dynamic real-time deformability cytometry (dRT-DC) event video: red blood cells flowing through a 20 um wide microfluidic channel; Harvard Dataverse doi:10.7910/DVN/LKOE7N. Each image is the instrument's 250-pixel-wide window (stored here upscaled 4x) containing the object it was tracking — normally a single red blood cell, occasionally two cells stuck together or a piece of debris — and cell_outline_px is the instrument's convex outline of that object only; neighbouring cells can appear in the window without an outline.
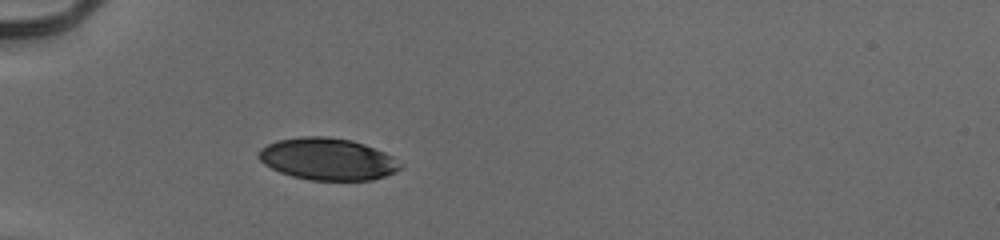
{"species": "human", "species_latin": "Homo sapiens", "temperature_condition": "cold", "stored_images_in_passage": 37, "camera_frame_rate_fps": 3000, "um_per_image_px": 0.085, "donor": {"sex": "male"}, "frame": {"image": 1, "passage_image": 1, "time_ms": 0.0, "image_size_px": [1000, 240], "cell_outline_px": [[404, 164], [396, 172], [372, 180], [308, 180], [292, 176], [280, 172], [264, 164], [256, 156], [260, 148], [276, 140], [300, 136], [324, 136], [352, 140], [364, 144], [384, 152], [392, 156]], "centroid_in_image_um": [27.83, 13.52], "position_along_channel_um": 57.2, "area_um2": 34.85}}
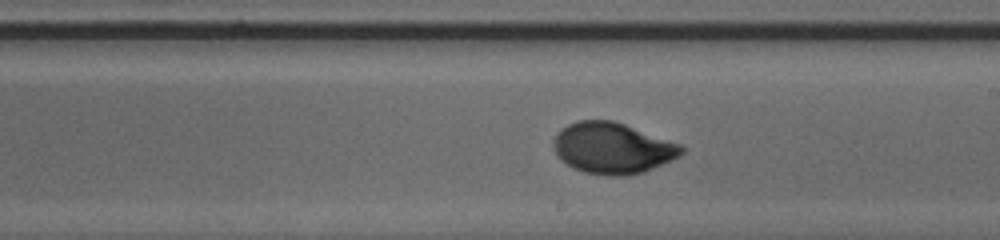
{"frame": {"image": 2, "passage_image": 16, "time_ms": 5.0, "image_size_px": [1000, 240], "cell_outline_px": [[684, 152], [680, 156], [672, 160], [644, 172], [624, 176], [608, 176], [584, 172], [572, 168], [560, 160], [552, 144], [552, 140], [568, 124], [576, 120], [612, 120], [624, 124], [680, 144], [684, 148]], "centroid_in_image_um": [52.06, 12.6], "position_along_channel_um": 236.9, "area_um2": 38.03}}
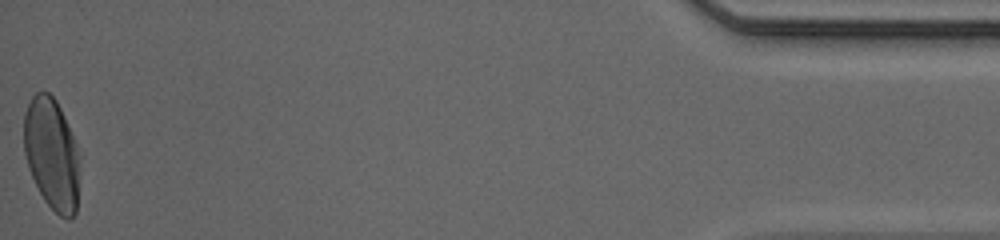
{"frame": {"image": 3, "passage_image": 37, "time_ms": 12.0, "image_size_px": [1000, 240], "cell_outline_px": [[76, 212], [68, 220], [60, 216], [44, 200], [28, 168], [24, 152], [24, 112], [32, 96], [36, 92], [48, 92], [56, 100], [60, 108], [72, 136], [76, 152]], "centroid_in_image_um": [4.32, 13.05], "position_along_channel_um": 430.9, "area_um2": 35.03}, "authors_computed_cell_mechanics": {"area_um2": 36.9342, "velocity_mm_per_s": 3.9273, "shape_relaxation_time_tau1_ms": 2.6495, "shape_relaxation_time_tau2_ms": null, "deformation_change_tau1": 0.1418, "deformation_change_tau2": null}}